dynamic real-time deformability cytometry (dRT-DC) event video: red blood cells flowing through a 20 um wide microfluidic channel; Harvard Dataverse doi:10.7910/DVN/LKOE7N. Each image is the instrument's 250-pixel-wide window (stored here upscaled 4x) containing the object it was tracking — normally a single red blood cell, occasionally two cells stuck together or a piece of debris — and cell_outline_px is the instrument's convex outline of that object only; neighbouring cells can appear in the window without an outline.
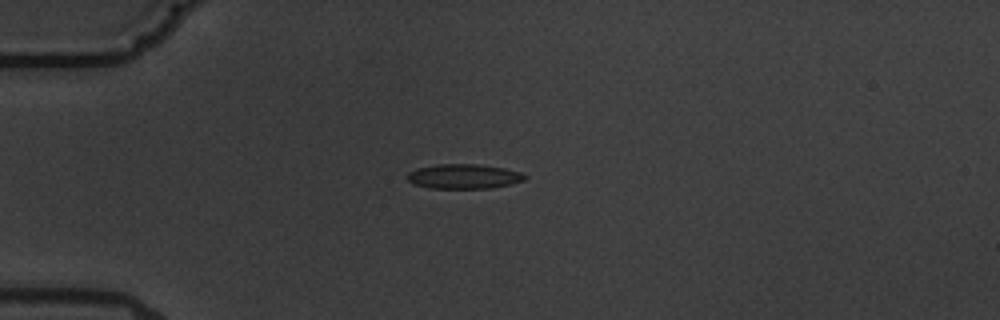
{"species": "common noctule bat (a hibernating species)", "species_latin": "Nyctalus noctula", "temperature_condition": "warm", "stored_images_in_passage": 4, "camera_frame_rate_fps": 3000, "um_per_image_px": 0.085, "animal": {"sex": "male", "body_mass_g": 19.5, "forearm_length_mm": 54.6}, "frame": {"image": 1, "passage_image": 4, "time_ms": 3.333, "image_size_px": [1000, 320], "cell_outline_px": [[528, 176], [524, 180], [512, 184], [492, 188], [428, 188], [412, 184], [408, 180], [408, 172], [416, 168], [436, 164], [476, 164], [504, 168], [520, 172]], "centroid_in_image_um": [39.41, 14.99], "position_along_channel_um": 45.6, "area_um2": 16.99}}